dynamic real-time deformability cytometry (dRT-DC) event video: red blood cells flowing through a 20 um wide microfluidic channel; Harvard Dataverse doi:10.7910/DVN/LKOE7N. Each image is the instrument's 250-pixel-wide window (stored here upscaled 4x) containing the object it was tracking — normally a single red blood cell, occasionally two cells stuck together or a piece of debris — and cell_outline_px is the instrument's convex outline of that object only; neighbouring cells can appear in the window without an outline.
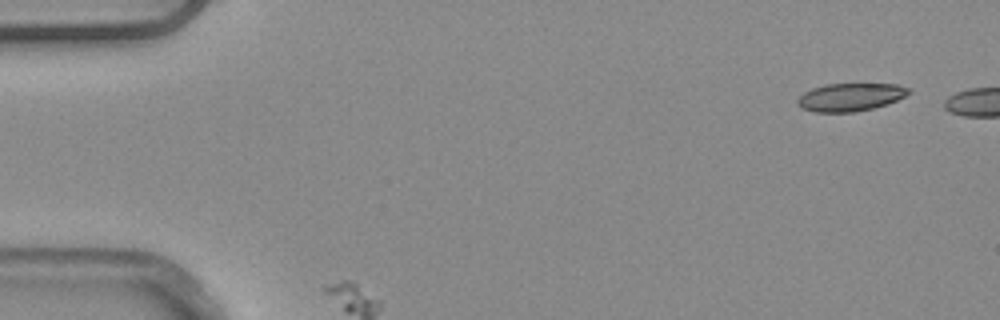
{"species": "common noctule bat (a hibernating species)", "species_latin": "Nyctalus noctula", "temperature_condition": "warm", "stored_images_in_passage": 5, "camera_frame_rate_fps": 3000, "um_per_image_px": 0.085, "animal": {"sex": "male", "body_mass_g": 20.4}, "frame": {"image": 1, "passage_image": 1, "time_ms": 0.0, "image_size_px": [1000, 320], "cell_outline_px": [[912, 92], [896, 100], [872, 108], [856, 112], [816, 112], [804, 108], [796, 100], [804, 92], [812, 88], [824, 84], [896, 84], [908, 88]], "centroid_in_image_um": [72.28, 8.24], "position_along_channel_um": 12.7, "area_um2": 17.8}}
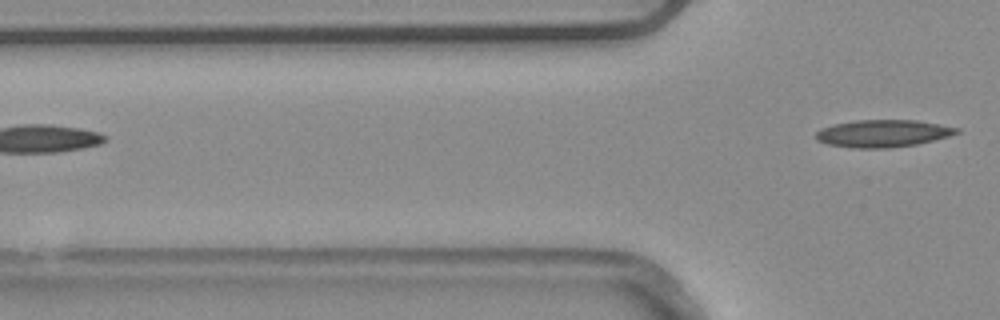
{"frame": {"image": 2, "passage_image": 5, "time_ms": 1.333, "image_size_px": [1000, 320], "cell_outline_px": [[960, 132], [948, 136], [916, 144], [888, 148], [852, 148], [828, 144], [816, 140], [816, 132], [820, 128], [832, 124], [856, 120], [916, 120], [960, 128]], "centroid_in_image_um": [75.0, 11.34], "position_along_channel_um": 50.8, "area_um2": 22.37}}